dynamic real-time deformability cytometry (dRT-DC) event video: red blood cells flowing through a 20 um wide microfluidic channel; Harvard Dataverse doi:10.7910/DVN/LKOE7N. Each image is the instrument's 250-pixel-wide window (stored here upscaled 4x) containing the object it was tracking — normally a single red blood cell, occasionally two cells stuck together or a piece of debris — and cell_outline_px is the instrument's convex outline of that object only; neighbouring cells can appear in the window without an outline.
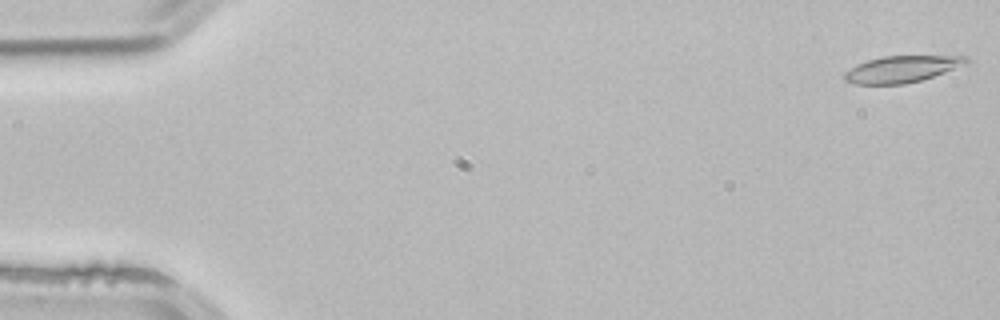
{"species": "common noctule bat (a hibernating species)", "species_latin": "Nyctalus noctula", "temperature_condition": "room temperature", "stored_images_in_passage": 48, "camera_frame_rate_fps": 3000, "um_per_image_px": 0.085, "animal": {"sex": "male", "body_mass_g": 21.5, "forearm_length_mm": 52.0}, "frame": {"image": 1, "passage_image": 2, "time_ms": 0.333, "image_size_px": [1000, 320], "cell_outline_px": [[948, 60], [936, 72], [928, 76], [916, 80], [892, 84], [872, 84], [864, 64], [876, 60], [896, 56], [928, 56]], "centroid_in_image_um": [76.71, 5.86], "position_along_channel_um": 8.3, "area_um2": 12.31}}
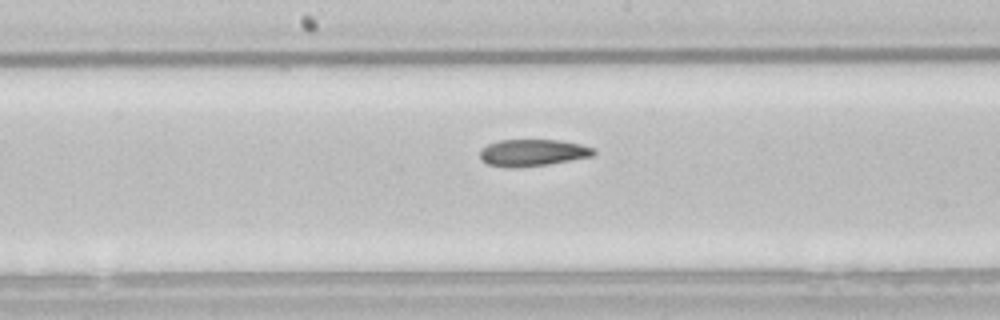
{"frame": {"image": 2, "passage_image": 28, "time_ms": 9.0, "image_size_px": [1000, 320], "cell_outline_px": [[592, 152], [580, 156], [560, 160], [536, 164], [492, 164], [484, 160], [484, 152], [488, 148], [496, 144], [512, 140], [544, 140], [572, 144], [588, 148]], "centroid_in_image_um": [45.23, 12.93], "position_along_channel_um": 203.0, "area_um2": 14.28}}
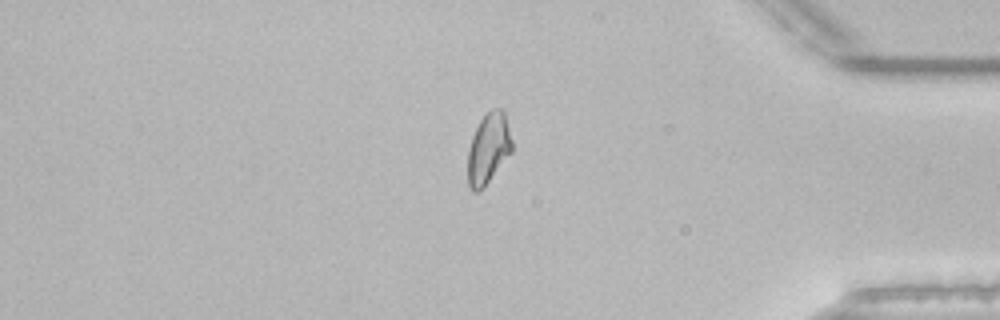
{"frame": {"image": 3, "passage_image": 45, "time_ms": 14.667, "image_size_px": [1000, 320], "cell_outline_px": [[512, 148], [484, 184], [480, 188], [472, 188], [468, 176], [468, 160], [472, 140], [484, 116], [504, 120], [512, 144]], "centroid_in_image_um": [41.46, 12.77], "position_along_channel_um": 393.7, "area_um2": 14.97}, "authors_computed_cell_mechanics": {"area_um2": 13.7564, "velocity_mm_per_s": 3.8774, "shape_relaxation_time_tau1_ms": null, "shape_relaxation_time_tau2_ms": 9.4028, "deformation_change_tau1": null, "deformation_change_tau2": 0.1867}}